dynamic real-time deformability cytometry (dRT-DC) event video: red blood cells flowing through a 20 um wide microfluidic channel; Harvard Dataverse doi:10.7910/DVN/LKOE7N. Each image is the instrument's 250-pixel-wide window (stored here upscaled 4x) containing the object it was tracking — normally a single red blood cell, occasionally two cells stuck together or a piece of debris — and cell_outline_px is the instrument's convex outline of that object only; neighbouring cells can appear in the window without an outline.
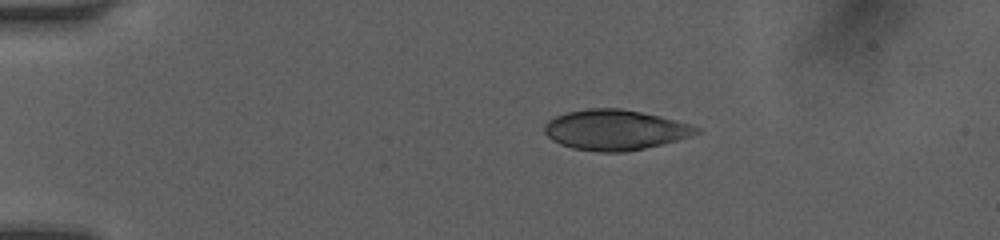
{"species": "human", "species_latin": "Homo sapiens", "temperature_condition": "room temperature", "stored_images_in_passage": 40, "camera_frame_rate_fps": 3000, "um_per_image_px": 0.085, "donor": {"sex": "female"}, "frame": {"image": 1, "passage_image": 1, "time_ms": 0.0, "image_size_px": [1000, 240], "cell_outline_px": [[700, 132], [676, 140], [644, 148], [624, 152], [600, 152], [572, 148], [560, 144], [552, 140], [544, 132], [544, 124], [548, 120], [556, 116], [568, 112], [588, 108], [620, 108], [660, 116], [688, 124], [700, 128]], "centroid_in_image_um": [52.23, 11.04], "position_along_channel_um": 32.8, "area_um2": 35.32}}
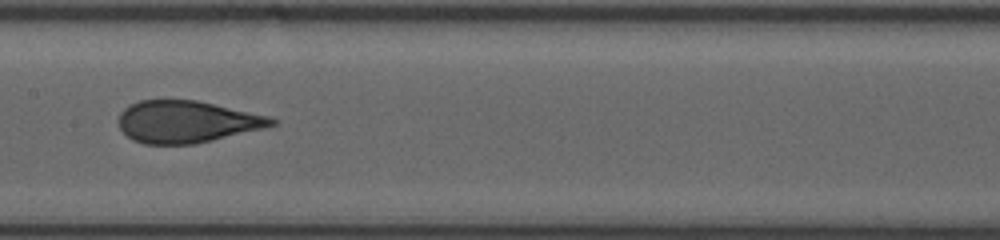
{"frame": {"image": 2, "passage_image": 17, "time_ms": 5.333, "image_size_px": [1000, 240], "cell_outline_px": [[280, 120], [276, 124], [264, 128], [192, 144], [144, 144], [132, 140], [120, 128], [120, 112], [124, 108], [140, 100], [196, 100], [272, 116]], "centroid_in_image_um": [15.91, 10.34], "position_along_channel_um": 191.5, "area_um2": 37.28}}
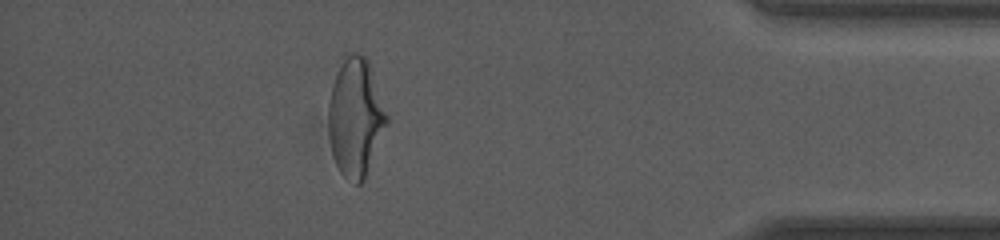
{"frame": {"image": 3, "passage_image": 35, "time_ms": 11.333, "image_size_px": [1000, 240], "cell_outline_px": [[388, 120], [364, 180], [360, 184], [356, 184], [344, 176], [340, 172], [336, 164], [332, 152], [328, 132], [328, 104], [332, 84], [344, 60], [352, 52], [356, 52], [364, 56], [368, 60], [388, 116]], "centroid_in_image_um": [30.21, 10.0], "position_along_channel_um": 405.0, "area_um2": 39.54}, "authors_computed_cell_mechanics": {"area_um2": 38.2058, "velocity_mm_per_s": 4.1761, "shape_relaxation_time_tau1_ms": 5.592, "shape_relaxation_time_tau2_ms": 0.7438, "deformation_change_tau1": 0.1901, "deformation_change_tau2": 0.0846}}